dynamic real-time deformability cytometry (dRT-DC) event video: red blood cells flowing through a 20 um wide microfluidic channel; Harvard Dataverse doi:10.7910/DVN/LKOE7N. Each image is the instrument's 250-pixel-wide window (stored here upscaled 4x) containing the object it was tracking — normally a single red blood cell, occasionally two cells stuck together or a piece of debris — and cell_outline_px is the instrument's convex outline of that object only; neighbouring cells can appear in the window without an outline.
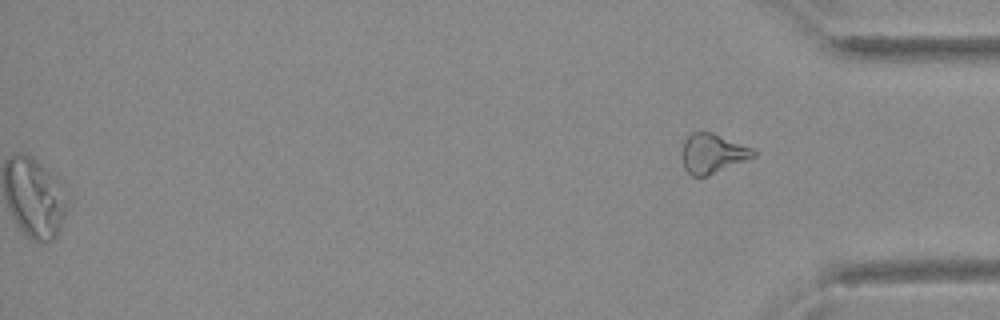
{"species": "Egyptian fruit bat (a non-hibernating species)", "species_latin": "Rousettus aegyptiacus", "temperature_condition": "warm", "stored_images_in_passage": 50, "camera_frame_rate_fps": 3000, "um_per_image_px": 0.085, "animal": {"sex": "female"}, "frame": {"image": 1, "passage_image": 50, "time_ms": 16.333, "image_size_px": [1000, 320], "cell_outline_px": [[756, 156], [708, 176], [692, 176], [684, 168], [680, 156], [684, 140], [692, 132], [712, 132], [752, 148], [756, 152]], "centroid_in_image_um": [60.53, 13.05], "position_along_channel_um": 374.7, "area_um2": 16.53}}